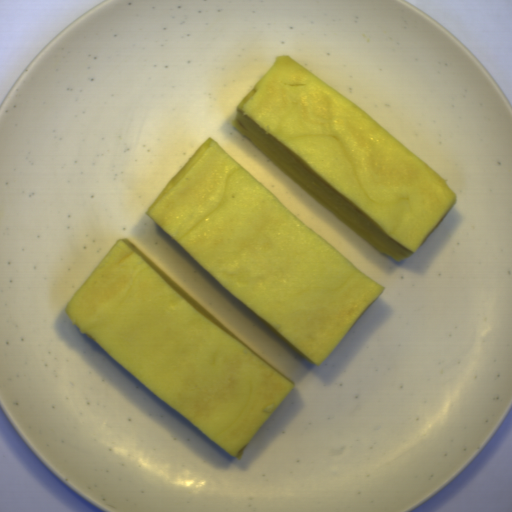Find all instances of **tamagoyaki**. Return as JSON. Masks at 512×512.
<instances>
[{"mask_svg":"<svg viewBox=\"0 0 512 512\" xmlns=\"http://www.w3.org/2000/svg\"><path fill=\"white\" fill-rule=\"evenodd\" d=\"M145 212L269 329L320 367L386 288L210 136Z\"/></svg>","mask_w":512,"mask_h":512,"instance_id":"obj_1","label":"tamagoyaki"},{"mask_svg":"<svg viewBox=\"0 0 512 512\" xmlns=\"http://www.w3.org/2000/svg\"><path fill=\"white\" fill-rule=\"evenodd\" d=\"M64 310L79 334L234 459L296 386L128 238Z\"/></svg>","mask_w":512,"mask_h":512,"instance_id":"obj_2","label":"tamagoyaki"},{"mask_svg":"<svg viewBox=\"0 0 512 512\" xmlns=\"http://www.w3.org/2000/svg\"><path fill=\"white\" fill-rule=\"evenodd\" d=\"M231 123L397 263L424 244L458 201L439 173L290 55H277Z\"/></svg>","mask_w":512,"mask_h":512,"instance_id":"obj_3","label":"tamagoyaki"}]
</instances>
